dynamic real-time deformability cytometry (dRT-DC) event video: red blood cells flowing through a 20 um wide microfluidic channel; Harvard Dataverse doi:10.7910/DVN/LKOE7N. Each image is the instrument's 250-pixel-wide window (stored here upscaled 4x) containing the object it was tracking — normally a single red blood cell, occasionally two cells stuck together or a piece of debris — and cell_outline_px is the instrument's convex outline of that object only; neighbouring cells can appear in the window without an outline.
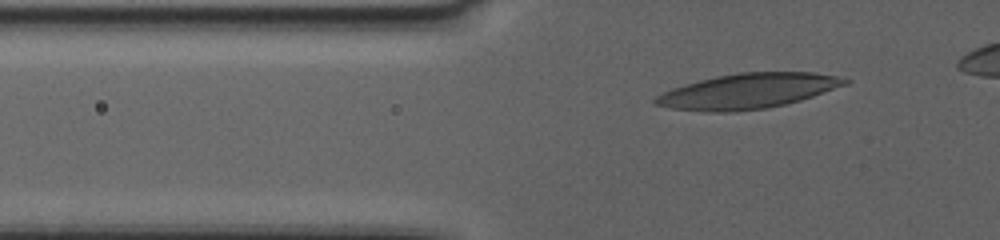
{"species": "human", "species_latin": "Homo sapiens", "temperature_condition": "warm", "stored_images_in_passage": 42, "camera_frame_rate_fps": 3000, "um_per_image_px": 0.085, "donor": {"sex": "female"}, "frame": {"image": 1, "passage_image": 4, "time_ms": 1.0, "image_size_px": [1000, 240], "cell_outline_px": [[852, 80], [848, 84], [800, 100], [784, 104], [764, 108], [728, 112], [716, 112], [672, 108], [656, 104], [652, 100], [656, 96], [664, 92], [700, 80], [716, 76], [740, 72], [812, 72], [836, 76]], "centroid_in_image_um": [63.61, 7.73], "position_along_channel_um": 62.2, "area_um2": 38.09}}
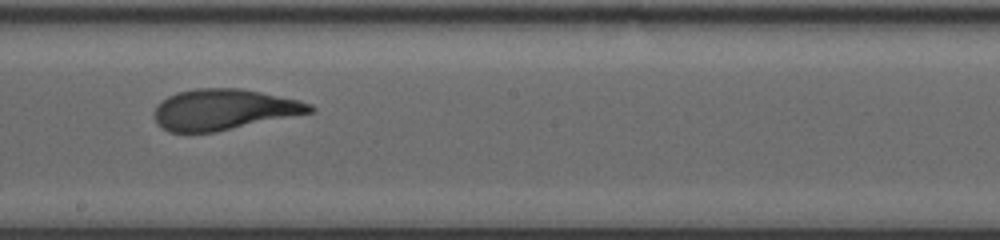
{"frame": {"image": 2, "passage_image": 21, "time_ms": 6.667, "image_size_px": [1000, 240], "cell_outline_px": [[316, 108], [312, 112], [212, 132], [168, 132], [156, 124], [156, 104], [160, 100], [176, 92], [196, 88], [240, 88], [300, 100], [312, 104]], "centroid_in_image_um": [18.99, 9.29], "position_along_channel_um": 229.2, "area_um2": 36.7}}
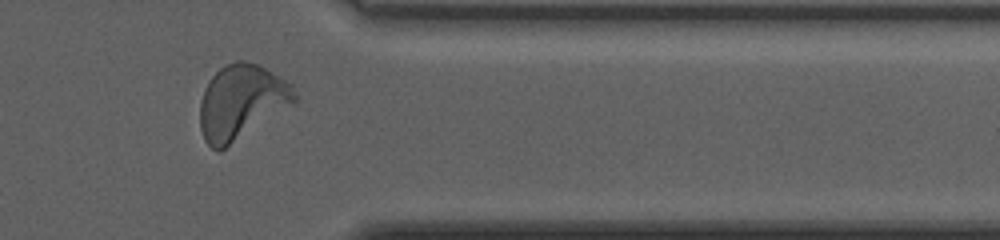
{"frame": {"image": 3, "passage_image": 36, "time_ms": 11.667, "image_size_px": [1000, 240], "cell_outline_px": [[296, 100], [220, 152], [216, 152], [204, 140], [200, 128], [200, 104], [204, 92], [212, 76], [220, 68], [236, 60], [244, 60], [256, 64], [264, 68], [292, 84], [296, 96]], "centroid_in_image_um": [20.47, 8.68], "position_along_channel_um": 390.9, "area_um2": 40.23}}